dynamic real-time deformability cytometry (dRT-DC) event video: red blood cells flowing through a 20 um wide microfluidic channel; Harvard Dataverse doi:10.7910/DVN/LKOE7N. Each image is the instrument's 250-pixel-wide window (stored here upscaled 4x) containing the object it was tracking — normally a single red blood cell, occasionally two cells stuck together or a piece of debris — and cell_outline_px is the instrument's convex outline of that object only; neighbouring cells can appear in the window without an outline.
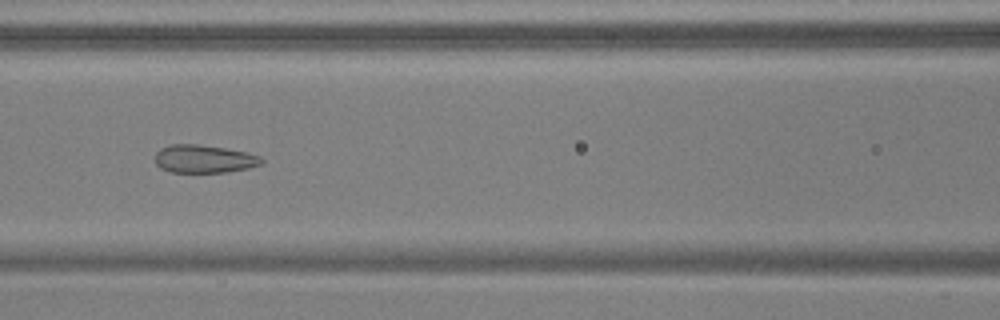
{"species": "common noctule bat (a hibernating species)", "species_latin": "Nyctalus noctula", "temperature_condition": "warm", "stored_images_in_passage": 54, "camera_frame_rate_fps": 3000, "um_per_image_px": 0.085, "animal": {"sex": "male", "body_mass_g": 17.9, "forearm_length_mm": 54.2}, "frame": {"image": 1, "passage_image": 25, "time_ms": 8.0, "image_size_px": [1000, 320], "cell_outline_px": [[264, 164], [248, 168], [228, 172], [172, 172], [160, 168], [156, 164], [156, 152], [160, 148], [172, 144], [196, 144], [224, 148], [244, 152], [260, 156], [264, 160]], "centroid_in_image_um": [17.35, 13.51], "position_along_channel_um": 149.2, "area_um2": 17.34}}
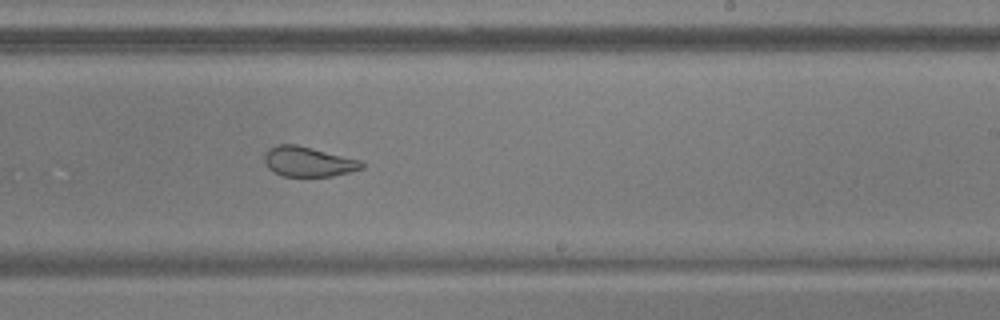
{"frame": {"image": 2, "passage_image": 34, "time_ms": 11.0, "image_size_px": [1000, 320], "cell_outline_px": [[364, 168], [332, 176], [284, 176], [268, 168], [264, 160], [264, 156], [268, 148], [276, 144], [296, 144], [360, 160], [364, 164]], "centroid_in_image_um": [26.18, 13.73], "position_along_channel_um": 262.8, "area_um2": 16.82}}
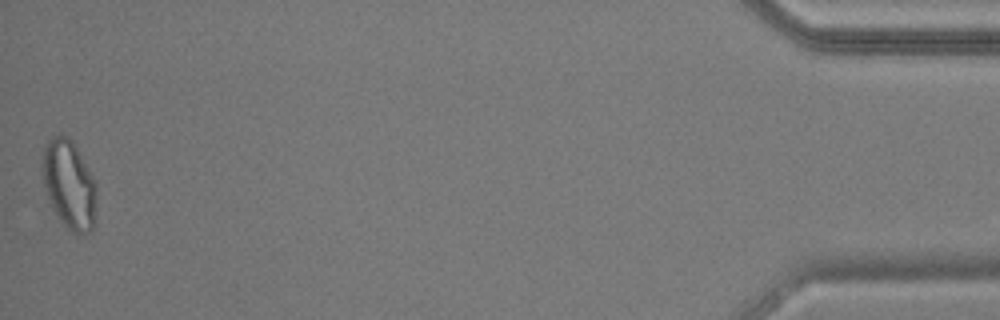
{"frame": {"image": 3, "passage_image": 54, "time_ms": 17.667, "image_size_px": [1000, 320], "cell_outline_px": [[96, 208], [92, 232], [84, 236], [72, 232], [60, 220], [52, 208], [44, 184], [40, 164], [44, 148], [48, 140], [52, 136], [60, 132], [68, 136], [72, 140], [96, 180]], "centroid_in_image_um": [5.88, 15.67], "position_along_channel_um": 429.3, "area_um2": 28.61}, "authors_computed_cell_mechanics": {"area_um2": 26.2123, "velocity_mm_per_s": 3.8061, "shape_relaxation_time_tau1_ms": null, "shape_relaxation_time_tau2_ms": 0.6504, "deformation_change_tau1": null, "deformation_change_tau2": 0.076}}